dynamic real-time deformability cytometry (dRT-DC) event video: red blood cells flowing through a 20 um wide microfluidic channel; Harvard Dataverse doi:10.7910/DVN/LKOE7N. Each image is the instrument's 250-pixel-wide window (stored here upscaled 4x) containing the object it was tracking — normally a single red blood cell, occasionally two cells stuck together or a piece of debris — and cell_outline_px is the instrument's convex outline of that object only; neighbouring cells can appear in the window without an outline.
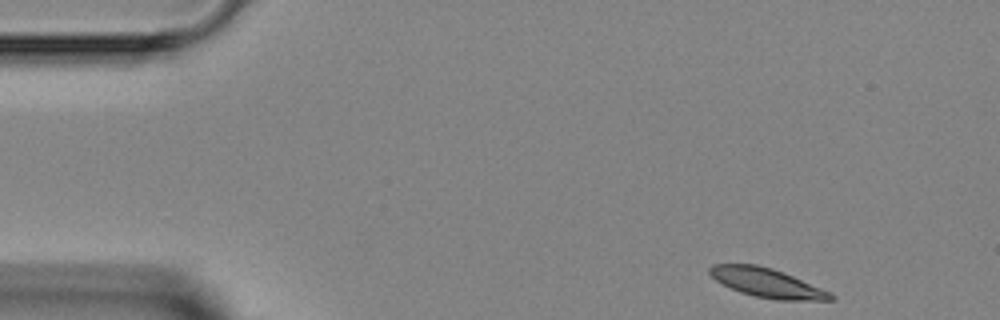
{"species": "Egyptian fruit bat (a non-hibernating species)", "species_latin": "Rousettus aegyptiacus", "temperature_condition": "room temperature", "stored_images_in_passage": 4, "camera_frame_rate_fps": 3000, "um_per_image_px": 0.085, "animal": {"sex": "female"}, "frame": {"image": 1, "passage_image": 1, "time_ms": 0.0, "image_size_px": [1000, 320], "cell_outline_px": [[836, 300], [776, 300], [756, 296], [740, 292], [716, 280], [708, 272], [708, 268], [712, 264], [756, 264], [772, 268], [784, 272], [832, 292], [836, 296]], "centroid_in_image_um": [65.25, 24.04], "position_along_channel_um": 19.8, "area_um2": 20.58}}